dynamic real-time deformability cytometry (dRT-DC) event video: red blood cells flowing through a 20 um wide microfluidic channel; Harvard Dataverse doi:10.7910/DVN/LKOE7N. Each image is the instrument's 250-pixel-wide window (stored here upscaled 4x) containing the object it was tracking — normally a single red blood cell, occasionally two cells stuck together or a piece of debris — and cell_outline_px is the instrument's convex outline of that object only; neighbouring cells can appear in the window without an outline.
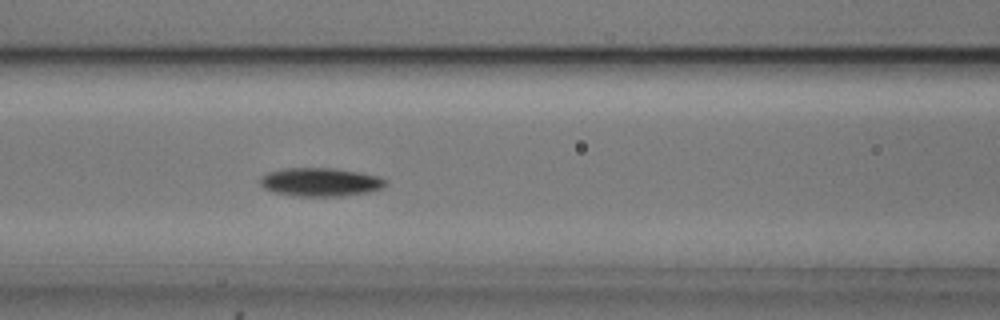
{"species": "common noctule bat (a hibernating species)", "species_latin": "Nyctalus noctula", "temperature_condition": "cold", "stored_images_in_passage": 40, "camera_frame_rate_fps": 3000, "um_per_image_px": 0.085, "animal": {"sex": "male", "body_mass_g": 20.5, "forearm_length_mm": 52.5}, "frame": {"image": 1, "passage_image": 8, "time_ms": 2.333, "image_size_px": [1000, 320], "cell_outline_px": [[388, 184], [380, 188], [368, 192], [344, 196], [300, 196], [276, 192], [264, 188], [260, 184], [260, 180], [268, 172], [284, 168], [336, 168], [360, 172], [380, 176], [388, 180]], "centroid_in_image_um": [27.3, 15.46], "position_along_channel_um": 139.3, "area_um2": 20.81}}
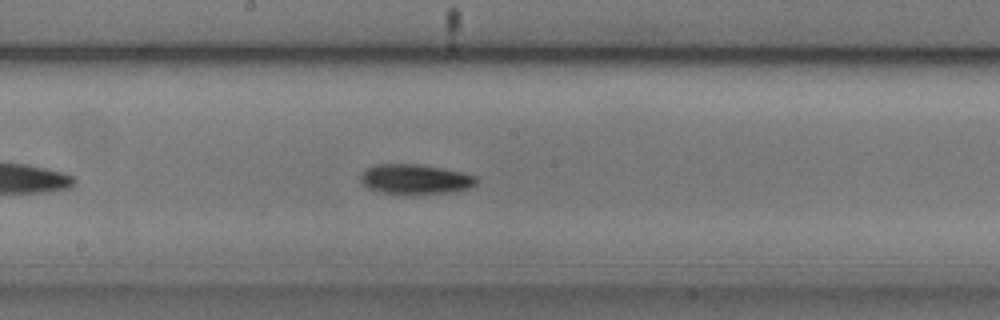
{"frame": {"image": 2, "passage_image": 14, "time_ms": 4.333, "image_size_px": [1000, 320], "cell_outline_px": [[480, 180], [476, 184], [468, 188], [452, 192], [416, 196], [404, 196], [380, 192], [368, 188], [360, 180], [360, 172], [376, 164], [420, 164], [460, 172], [476, 176]], "centroid_in_image_um": [35.28, 15.27], "position_along_channel_um": 212.9, "area_um2": 20.81}}
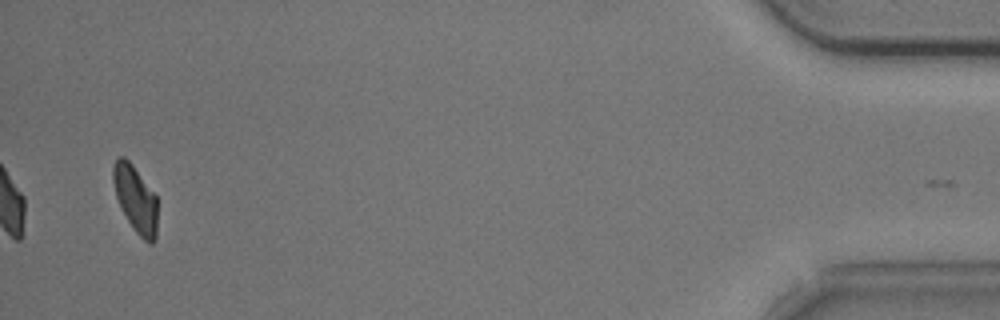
{"frame": {"image": 3, "passage_image": 38, "time_ms": 12.333, "image_size_px": [1000, 320], "cell_outline_px": [[156, 240], [152, 244], [148, 244], [136, 232], [120, 208], [116, 196], [112, 180], [112, 164], [116, 156], [124, 156], [132, 164], [156, 196]], "centroid_in_image_um": [11.48, 16.89], "position_along_channel_um": 423.7, "area_um2": 17.28}, "authors_computed_cell_mechanics": {"area_um2": 19.0451, "velocity_mm_per_s": 3.6729, "shape_relaxation_time_tau1_ms": 2.4091, "shape_relaxation_time_tau2_ms": null, "deformation_change_tau1": 0.111, "deformation_change_tau2": null}}